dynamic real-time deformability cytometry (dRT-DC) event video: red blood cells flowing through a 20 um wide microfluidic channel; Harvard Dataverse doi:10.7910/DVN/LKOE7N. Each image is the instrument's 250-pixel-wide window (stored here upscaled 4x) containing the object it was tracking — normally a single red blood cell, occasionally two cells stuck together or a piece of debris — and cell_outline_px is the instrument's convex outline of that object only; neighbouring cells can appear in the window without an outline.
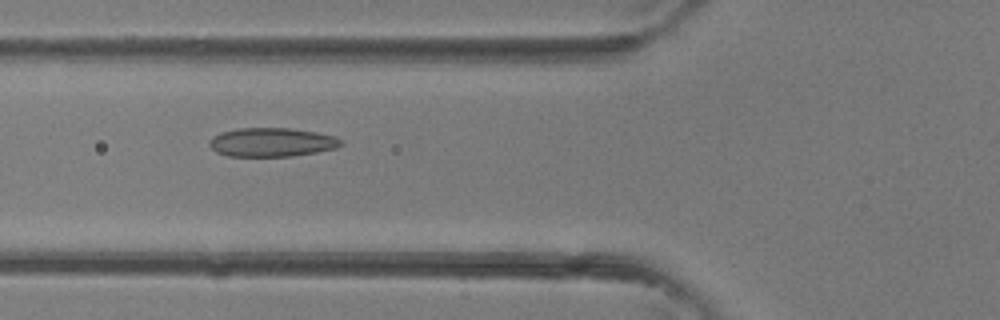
{"species": "common noctule bat (a hibernating species)", "species_latin": "Nyctalus noctula", "temperature_condition": "room temperature", "stored_images_in_passage": 4, "camera_frame_rate_fps": 3000, "um_per_image_px": 0.085, "animal": {"sex": "female"}, "frame": {"image": 1, "passage_image": 3, "time_ms": 0.667, "image_size_px": [1000, 320], "cell_outline_px": [[344, 144], [336, 148], [316, 152], [292, 156], [228, 156], [216, 152], [208, 144], [208, 140], [212, 136], [220, 132], [240, 128], [292, 128], [316, 132], [336, 136]], "centroid_in_image_um": [23.08, 12.08], "position_along_channel_um": 102.7, "area_um2": 22.25}}